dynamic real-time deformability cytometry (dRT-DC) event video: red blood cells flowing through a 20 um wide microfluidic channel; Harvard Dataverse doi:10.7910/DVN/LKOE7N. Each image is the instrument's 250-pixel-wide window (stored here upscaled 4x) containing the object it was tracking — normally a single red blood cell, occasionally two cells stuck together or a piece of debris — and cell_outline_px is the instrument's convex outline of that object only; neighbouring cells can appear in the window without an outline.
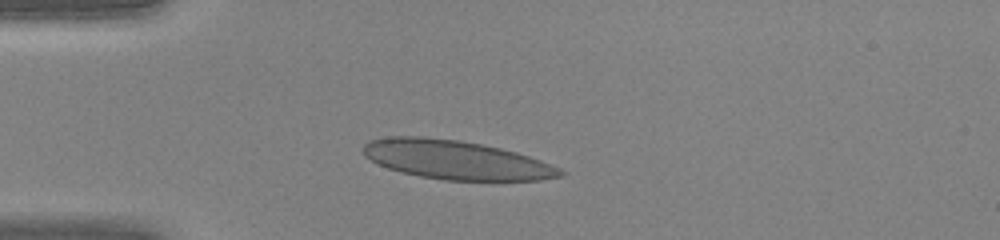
{"species": "human", "species_latin": "Homo sapiens", "temperature_condition": "warm", "stored_images_in_passage": 34, "camera_frame_rate_fps": 3000, "um_per_image_px": 0.085, "donor": {"sex": "female"}, "frame": {"image": 1, "passage_image": 1, "time_ms": 0.0, "image_size_px": [1000, 240], "cell_outline_px": [[564, 176], [540, 180], [444, 180], [420, 176], [400, 172], [388, 168], [364, 156], [364, 144], [368, 140], [388, 136], [420, 136], [456, 140], [480, 144], [500, 148], [516, 152], [540, 160], [560, 168], [564, 172]], "centroid_in_image_um": [38.74, 13.59], "position_along_channel_um": 46.3, "area_um2": 44.45}}
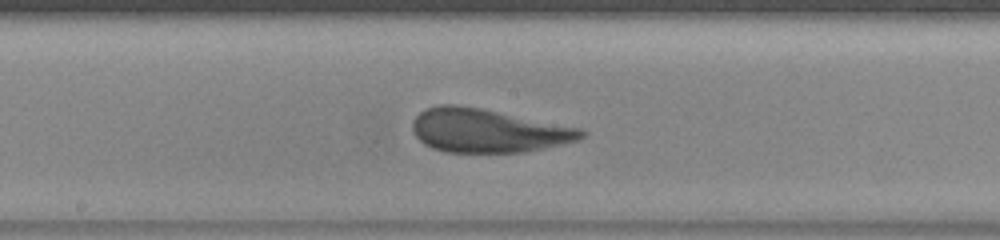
{"frame": {"image": 2, "passage_image": 13, "time_ms": 4.0, "image_size_px": [1000, 240], "cell_outline_px": [[584, 136], [580, 140], [524, 152], [444, 152], [432, 148], [424, 144], [412, 132], [412, 120], [424, 108], [440, 104], [456, 104], [480, 108], [580, 128], [584, 132]], "centroid_in_image_um": [41.4, 11.1], "position_along_channel_um": 206.8, "area_um2": 42.77}}
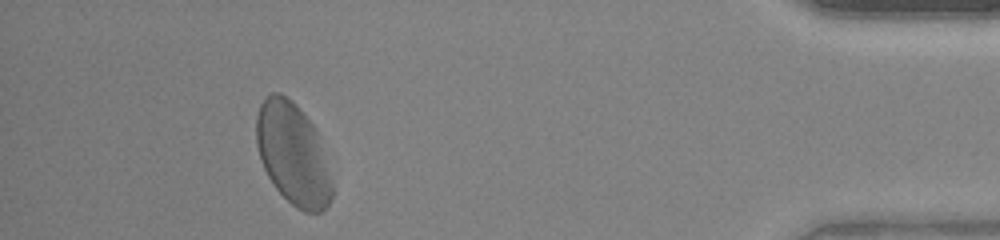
{"frame": {"image": 3, "passage_image": 30, "time_ms": 9.667, "image_size_px": [1000, 240], "cell_outline_px": [[332, 196], [328, 204], [320, 212], [304, 212], [296, 208], [276, 188], [268, 176], [260, 160], [256, 144], [256, 116], [260, 104], [272, 92], [280, 92], [292, 100], [296, 104], [316, 128], [332, 184]], "centroid_in_image_um": [24.87, 13.07], "position_along_channel_um": 410.3, "area_um2": 44.62}}